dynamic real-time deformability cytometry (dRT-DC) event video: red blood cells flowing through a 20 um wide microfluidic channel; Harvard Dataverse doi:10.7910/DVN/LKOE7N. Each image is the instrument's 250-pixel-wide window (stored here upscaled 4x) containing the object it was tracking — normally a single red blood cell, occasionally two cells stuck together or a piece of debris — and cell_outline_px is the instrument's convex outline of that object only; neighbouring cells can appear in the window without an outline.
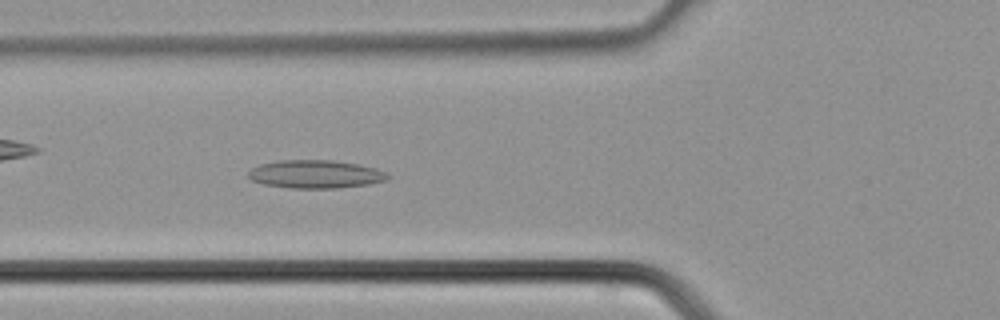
{"species": "common noctule bat (a hibernating species)", "species_latin": "Nyctalus noctula", "temperature_condition": "cold", "stored_images_in_passage": 26, "camera_frame_rate_fps": 3000, "um_per_image_px": 0.085, "animal": {"sex": "male", "body_mass_g": 21.5, "forearm_length_mm": 52.0}, "frame": {"image": 1, "passage_image": 3, "time_ms": 0.667, "image_size_px": [1000, 320], "cell_outline_px": [[392, 176], [388, 180], [368, 184], [336, 188], [288, 188], [264, 184], [252, 180], [248, 176], [248, 172], [252, 168], [260, 164], [276, 160], [332, 160], [356, 164], [376, 168], [388, 172]], "centroid_in_image_um": [26.84, 14.8], "position_along_channel_um": 99.0, "area_um2": 23.0}}
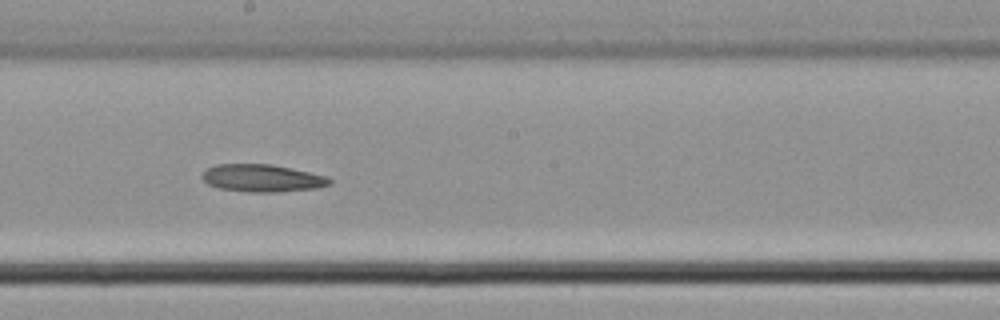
{"frame": {"image": 2, "passage_image": 10, "time_ms": 3.0, "image_size_px": [1000, 320], "cell_outline_px": [[332, 184], [316, 188], [276, 192], [252, 192], [220, 188], [208, 184], [200, 176], [208, 168], [216, 164], [272, 164], [308, 172], [324, 176], [332, 180]], "centroid_in_image_um": [22.27, 15.14], "position_along_channel_um": 225.9, "area_um2": 20.17}}
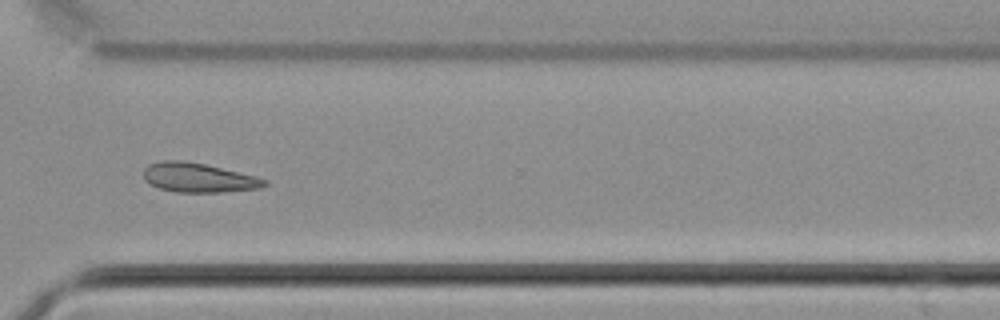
{"frame": {"image": 3, "passage_image": 17, "time_ms": 5.333, "image_size_px": [1000, 320], "cell_outline_px": [[268, 184], [260, 188], [220, 192], [176, 192], [160, 188], [148, 184], [144, 180], [144, 168], [148, 164], [164, 160], [180, 160], [204, 164], [256, 176], [268, 180]], "centroid_in_image_um": [16.85, 15.1], "position_along_channel_um": 353.8, "area_um2": 20.63}}